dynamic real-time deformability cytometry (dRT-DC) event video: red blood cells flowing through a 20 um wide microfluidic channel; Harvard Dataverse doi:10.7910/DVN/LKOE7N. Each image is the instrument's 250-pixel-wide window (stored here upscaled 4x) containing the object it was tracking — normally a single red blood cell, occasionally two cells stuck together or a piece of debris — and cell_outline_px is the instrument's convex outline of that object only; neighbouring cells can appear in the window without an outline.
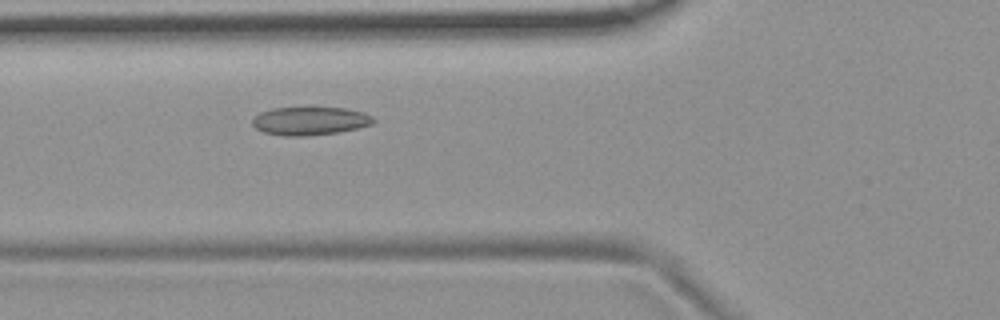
{"species": "common noctule bat (a hibernating species)", "species_latin": "Nyctalus noctula", "temperature_condition": "room temperature", "stored_images_in_passage": 50, "camera_frame_rate_fps": 3000, "um_per_image_px": 0.085, "animal": {"sex": "female", "body_mass_g": 19.9}, "frame": {"image": 1, "passage_image": 16, "time_ms": 5.0, "image_size_px": [1000, 320], "cell_outline_px": [[376, 120], [372, 124], [356, 128], [336, 132], [308, 136], [284, 136], [264, 132], [256, 128], [252, 124], [252, 120], [260, 112], [272, 108], [348, 108], [364, 112], [372, 116]], "centroid_in_image_um": [26.35, 10.28], "position_along_channel_um": 99.4, "area_um2": 19.83}}
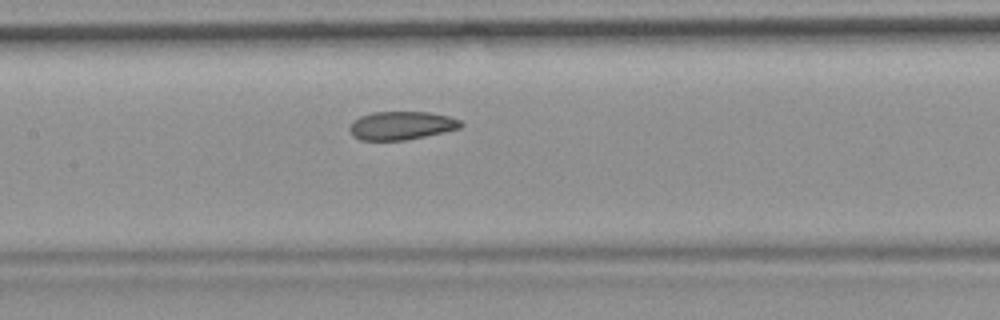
{"frame": {"image": 2, "passage_image": 22, "time_ms": 7.0, "image_size_px": [1000, 320], "cell_outline_px": [[464, 124], [460, 128], [444, 132], [404, 140], [360, 140], [352, 136], [348, 128], [352, 120], [360, 116], [372, 112], [428, 112], [448, 116], [460, 120]], "centroid_in_image_um": [34.08, 10.67], "position_along_channel_um": 173.3, "area_um2": 18.44}}
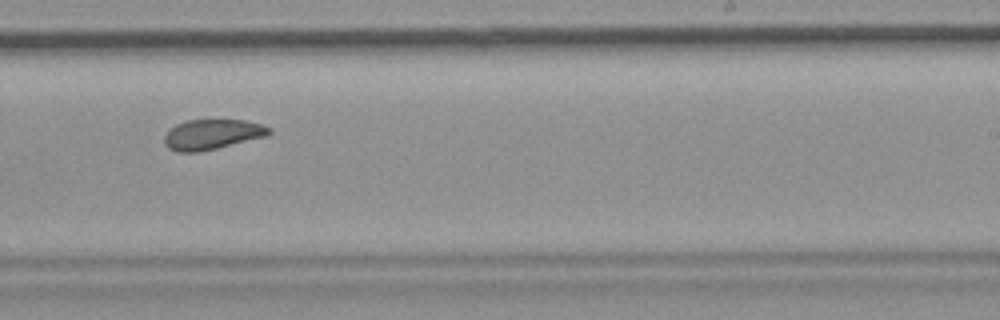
{"frame": {"image": 3, "passage_image": 30, "time_ms": 9.667, "image_size_px": [1000, 320], "cell_outline_px": [[272, 132], [264, 136], [216, 148], [196, 152], [176, 152], [168, 148], [164, 144], [164, 136], [176, 124], [188, 120], [244, 120], [260, 124], [272, 128]], "centroid_in_image_um": [18.0, 11.42], "position_along_channel_um": 271.0, "area_um2": 18.09}, "authors_computed_cell_mechanics": {"area_um2": 19.4497, "velocity_mm_per_s": 3.688, "shape_relaxation_time_tau1_ms": 7.5988, "shape_relaxation_time_tau2_ms": 1.5383, "deformation_change_tau1": 0.1287, "deformation_change_tau2": 0.05}}